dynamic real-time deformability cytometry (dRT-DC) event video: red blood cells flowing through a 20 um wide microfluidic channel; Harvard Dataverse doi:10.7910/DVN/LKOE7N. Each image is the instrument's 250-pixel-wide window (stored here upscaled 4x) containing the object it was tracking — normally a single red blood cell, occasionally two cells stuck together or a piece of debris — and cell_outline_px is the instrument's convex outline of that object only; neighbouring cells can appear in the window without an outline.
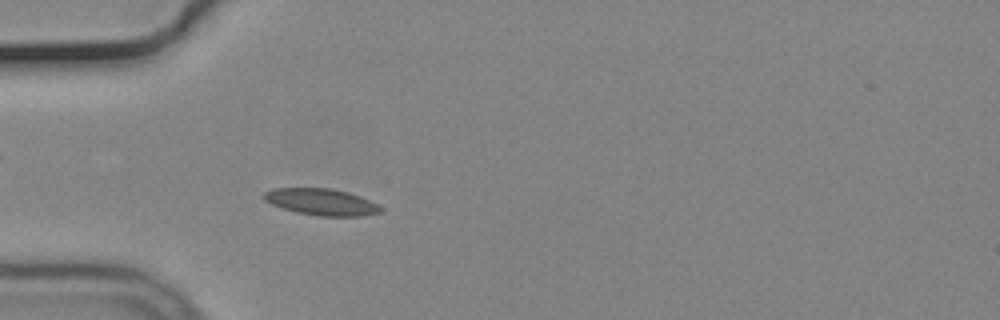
{"species": "common noctule bat (a hibernating species)", "species_latin": "Nyctalus noctula", "temperature_condition": "cold", "stored_images_in_passage": 50, "camera_frame_rate_fps": 3000, "um_per_image_px": 0.085, "animal": {"sex": "male", "body_mass_g": 19.2, "forearm_length_mm": 51.8}, "frame": {"image": 1, "passage_image": 11, "time_ms": 3.333, "image_size_px": [1000, 320], "cell_outline_px": [[384, 208], [380, 212], [364, 216], [320, 216], [296, 212], [272, 204], [264, 200], [260, 196], [264, 192], [272, 188], [332, 188], [348, 192], [360, 196]], "centroid_in_image_um": [27.29, 17.16], "position_along_channel_um": 57.7, "area_um2": 18.15}}
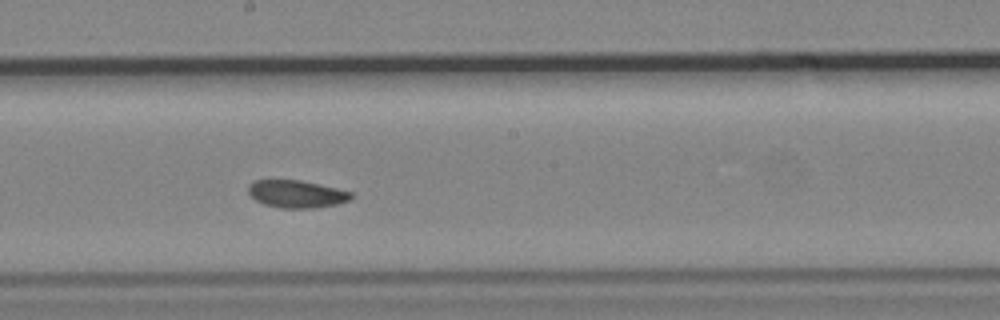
{"frame": {"image": 2, "passage_image": 25, "time_ms": 8.0, "image_size_px": [1000, 320], "cell_outline_px": [[352, 196], [348, 200], [336, 204], [312, 208], [280, 208], [264, 204], [256, 200], [248, 192], [248, 184], [256, 180], [300, 180], [336, 188], [352, 192]], "centroid_in_image_um": [25.17, 16.48], "position_along_channel_um": 223.0, "area_um2": 16.3}}
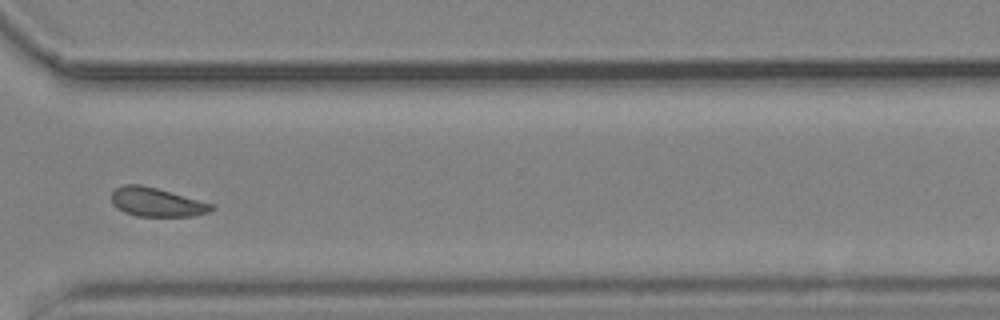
{"frame": {"image": 3, "passage_image": 36, "time_ms": 11.667, "image_size_px": [1000, 320], "cell_outline_px": [[216, 208], [208, 212], [192, 216], [136, 216], [124, 212], [116, 208], [112, 204], [112, 192], [116, 188], [124, 184], [140, 184], [156, 188], [212, 204]], "centroid_in_image_um": [13.27, 17.19], "position_along_channel_um": 357.3, "area_um2": 16.65}, "authors_computed_cell_mechanics": {"area_um2": 17.2533, "velocity_mm_per_s": 3.6564, "shape_relaxation_time_tau1_ms": 3.5127, "shape_relaxation_time_tau2_ms": 4.5851, "deformation_change_tau1": 0.0905, "deformation_change_tau2": 0.0821}}